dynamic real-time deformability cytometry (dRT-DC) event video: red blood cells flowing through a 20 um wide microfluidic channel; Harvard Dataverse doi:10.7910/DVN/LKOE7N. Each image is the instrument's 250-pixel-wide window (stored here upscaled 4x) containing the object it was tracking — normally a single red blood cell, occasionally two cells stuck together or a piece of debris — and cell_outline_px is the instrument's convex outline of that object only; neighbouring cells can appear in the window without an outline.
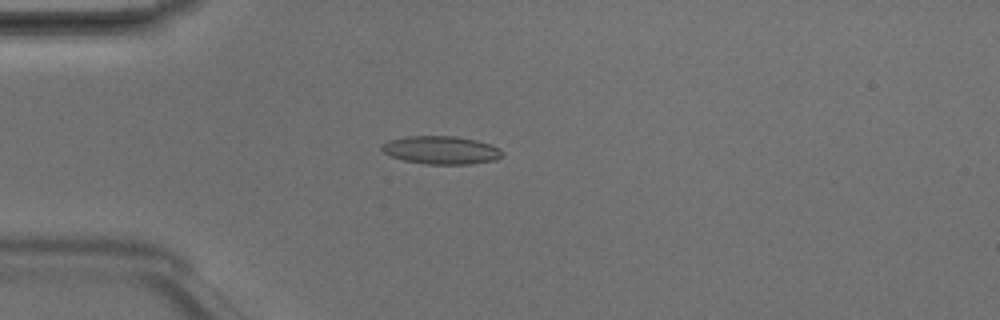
{"species": "Egyptian fruit bat (a non-hibernating species)", "species_latin": "Rousettus aegyptiacus", "temperature_condition": "room temperature", "stored_images_in_passage": 3, "camera_frame_rate_fps": 3000, "um_per_image_px": 0.085, "animal": {"sex": "male"}, "frame": {"image": 1, "passage_image": 3, "time_ms": 0.667, "image_size_px": [1000, 320], "cell_outline_px": [[504, 152], [496, 160], [468, 164], [428, 164], [404, 160], [392, 156], [384, 152], [380, 148], [388, 140], [404, 136], [456, 136], [476, 140], [500, 148]], "centroid_in_image_um": [37.5, 12.75], "position_along_channel_um": 47.5, "area_um2": 19.59}}